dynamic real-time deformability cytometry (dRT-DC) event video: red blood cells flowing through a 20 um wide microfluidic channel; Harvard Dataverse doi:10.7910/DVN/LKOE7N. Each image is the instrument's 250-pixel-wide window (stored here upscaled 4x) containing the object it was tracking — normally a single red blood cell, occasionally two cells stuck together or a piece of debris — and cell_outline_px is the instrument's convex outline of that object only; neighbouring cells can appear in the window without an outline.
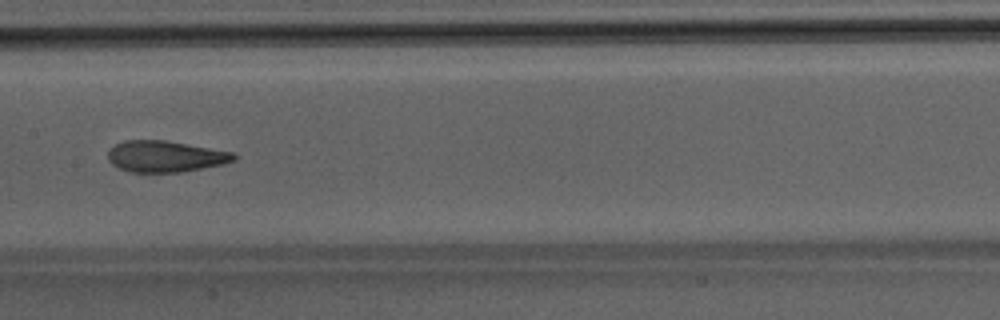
{"species": "Egyptian fruit bat (a non-hibernating species)", "species_latin": "Rousettus aegyptiacus", "temperature_condition": "room temperature", "stored_images_in_passage": 50, "segment_of_instrument_passage": [1, 2], "camera_frame_rate_fps": 3000, "um_per_image_px": 0.085, "animal": {"sex": "male"}, "frame": {"image": 1, "passage_image": 25, "time_ms": 8.0, "image_size_px": [1000, 320], "cell_outline_px": [[240, 156], [236, 160], [224, 164], [180, 172], [128, 172], [112, 164], [108, 160], [108, 152], [116, 144], [124, 140], [164, 140], [236, 152]], "centroid_in_image_um": [14.11, 13.29], "position_along_channel_um": 193.3, "area_um2": 23.12}}
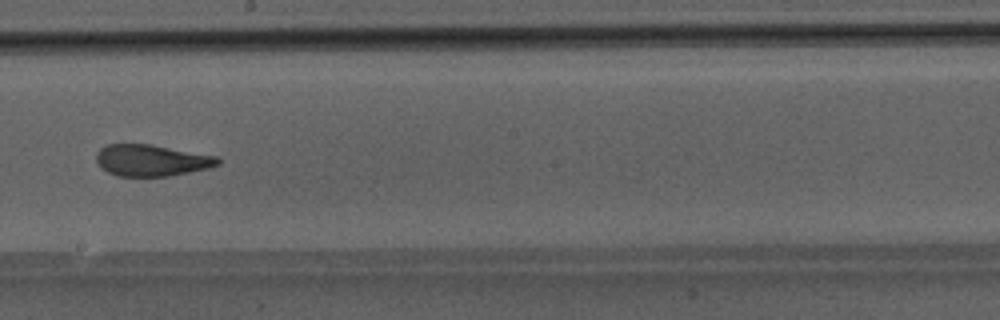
{"frame": {"image": 2, "passage_image": 28, "time_ms": 9.0, "image_size_px": [1000, 320], "cell_outline_px": [[220, 164], [208, 168], [168, 176], [116, 176], [100, 168], [96, 160], [96, 152], [100, 148], [108, 144], [148, 144], [216, 156], [220, 160]], "centroid_in_image_um": [12.83, 13.63], "position_along_channel_um": 235.4, "area_um2": 22.2}}
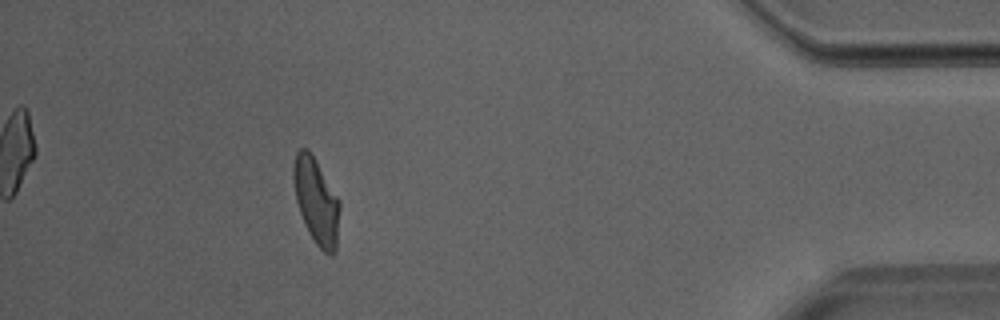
{"frame": {"image": 3, "passage_image": 44, "time_ms": 14.333, "image_size_px": [1000, 320], "cell_outline_px": [[340, 208], [336, 252], [332, 256], [328, 256], [316, 244], [308, 232], [304, 224], [296, 200], [292, 180], [292, 164], [296, 152], [300, 148], [308, 148], [340, 200]], "centroid_in_image_um": [26.87, 17.1], "position_along_channel_um": 408.3, "area_um2": 23.47}}